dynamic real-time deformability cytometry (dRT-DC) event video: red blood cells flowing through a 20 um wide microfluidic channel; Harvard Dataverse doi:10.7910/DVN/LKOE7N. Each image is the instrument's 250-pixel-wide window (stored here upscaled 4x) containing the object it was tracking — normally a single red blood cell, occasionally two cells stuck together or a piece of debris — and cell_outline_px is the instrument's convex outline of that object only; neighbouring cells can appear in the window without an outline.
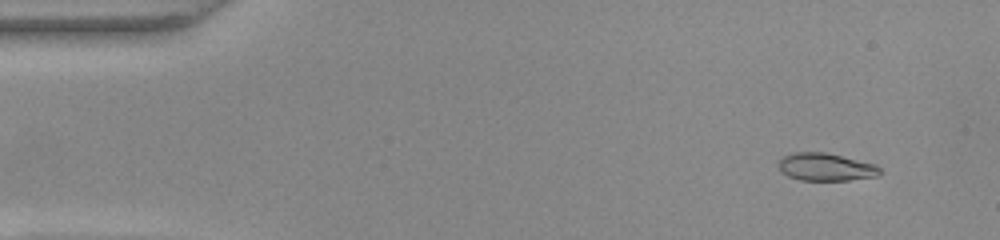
{"species": "common noctule bat (a hibernating species)", "species_latin": "Nyctalus noctula", "temperature_condition": "warm", "stored_images_in_passage": 53, "camera_frame_rate_fps": 3000, "um_per_image_px": 0.085, "animal": {"sex": "female", "body_mass_g": 22.0, "forearm_length_mm": 56.7}, "frame": {"image": 1, "passage_image": 5, "time_ms": 1.333, "image_size_px": [1000, 240], "cell_outline_px": [[880, 172], [876, 176], [848, 180], [800, 180], [788, 176], [776, 164], [784, 156], [792, 152], [824, 152], [876, 164], [880, 168]], "centroid_in_image_um": [70.17, 14.19], "position_along_channel_um": 14.8, "area_um2": 16.18}}
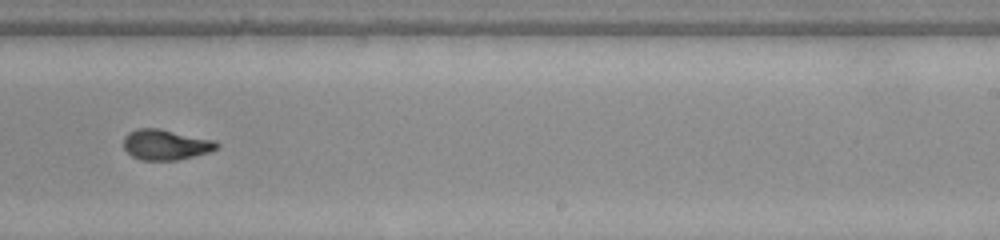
{"frame": {"image": 2, "passage_image": 33, "time_ms": 10.667, "image_size_px": [1000, 240], "cell_outline_px": [[220, 148], [208, 152], [176, 160], [140, 160], [132, 156], [124, 148], [124, 136], [128, 132], [136, 128], [160, 128], [216, 140], [220, 144]], "centroid_in_image_um": [14.1, 12.28], "position_along_channel_um": 274.9, "area_um2": 16.7}}
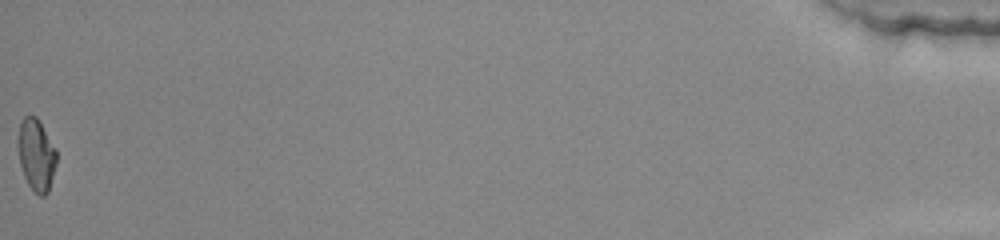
{"frame": {"image": 3, "passage_image": 53, "time_ms": 17.333, "image_size_px": [1000, 240], "cell_outline_px": [[56, 164], [48, 192], [44, 196], [40, 196], [28, 184], [24, 176], [20, 164], [20, 124], [24, 116], [36, 116], [56, 148]], "centroid_in_image_um": [3.12, 13.18], "position_along_channel_um": 432.1, "area_um2": 15.55}, "authors_computed_cell_mechanics": {"area_um2": 16.473, "velocity_mm_per_s": 3.9289, "shape_relaxation_time_tau1_ms": 6.2386, "shape_relaxation_time_tau2_ms": 1.5217, "deformation_change_tau1": 0.2306, "deformation_change_tau2": 0.0663}}